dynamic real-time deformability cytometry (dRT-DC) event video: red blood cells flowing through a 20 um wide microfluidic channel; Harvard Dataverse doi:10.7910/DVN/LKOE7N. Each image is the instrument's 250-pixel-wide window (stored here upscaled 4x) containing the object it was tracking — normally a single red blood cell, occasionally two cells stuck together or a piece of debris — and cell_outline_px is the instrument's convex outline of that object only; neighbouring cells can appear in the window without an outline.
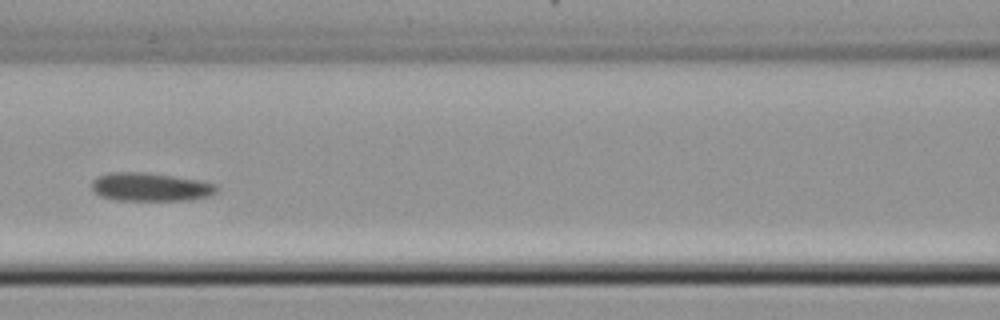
{"species": "common noctule bat (a hibernating species)", "species_latin": "Nyctalus noctula", "temperature_condition": "cold", "stored_images_in_passage": 47, "camera_frame_rate_fps": 3000, "um_per_image_px": 0.085, "animal": {"sex": "female", "body_mass_g": 22.7, "forearm_length_mm": 54.2}, "frame": {"image": 1, "passage_image": 21, "time_ms": 6.667, "image_size_px": [1000, 320], "cell_outline_px": [[220, 188], [216, 192], [208, 196], [188, 200], [116, 200], [100, 196], [92, 188], [92, 180], [96, 176], [108, 172], [144, 172], [200, 180], [216, 184]], "centroid_in_image_um": [12.78, 15.88], "position_along_channel_um": 153.8, "area_um2": 20.75}}
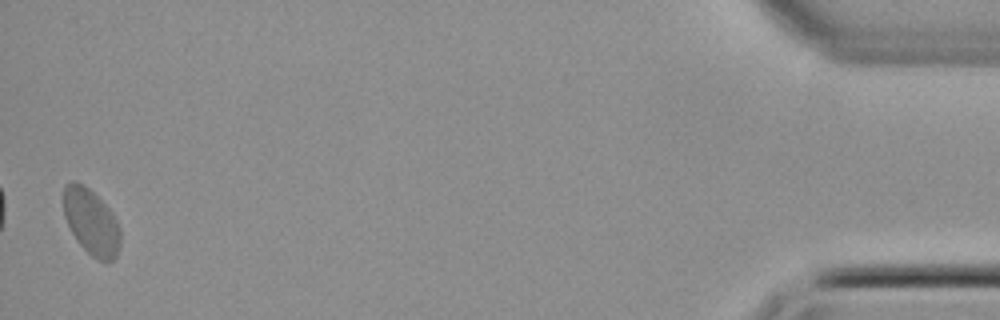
{"frame": {"image": 2, "passage_image": 47, "time_ms": 15.333, "image_size_px": [1000, 320], "cell_outline_px": [[120, 248], [116, 256], [108, 264], [104, 264], [92, 256], [80, 244], [72, 232], [64, 216], [64, 184], [72, 180], [76, 180], [84, 184], [108, 208], [116, 220], [120, 228]], "centroid_in_image_um": [7.76, 18.88], "position_along_channel_um": 427.4, "area_um2": 21.79}}